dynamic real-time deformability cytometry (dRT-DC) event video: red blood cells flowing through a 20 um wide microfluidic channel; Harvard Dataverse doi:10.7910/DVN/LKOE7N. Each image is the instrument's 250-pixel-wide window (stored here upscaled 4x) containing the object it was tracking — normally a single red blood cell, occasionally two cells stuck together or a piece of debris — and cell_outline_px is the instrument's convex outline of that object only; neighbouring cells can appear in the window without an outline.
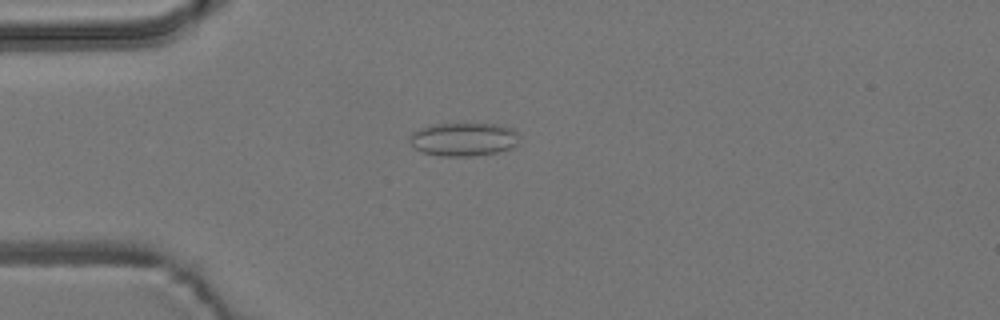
{"species": "common noctule bat (a hibernating species)", "species_latin": "Nyctalus noctula", "temperature_condition": "room temperature", "stored_images_in_passage": 7, "camera_frame_rate_fps": 3000, "um_per_image_px": 0.085, "animal": {"sex": "male", "body_mass_g": 19.2, "forearm_length_mm": 51.8}, "frame": {"image": 1, "passage_image": 4, "time_ms": 4.333, "image_size_px": [1000, 320], "cell_outline_px": [[520, 136], [516, 144], [512, 148], [496, 152], [472, 156], [440, 156], [420, 152], [412, 144], [412, 132], [420, 128], [432, 124], [496, 124], [512, 128]], "centroid_in_image_um": [39.43, 11.84], "position_along_channel_um": 45.6, "area_um2": 21.21}}
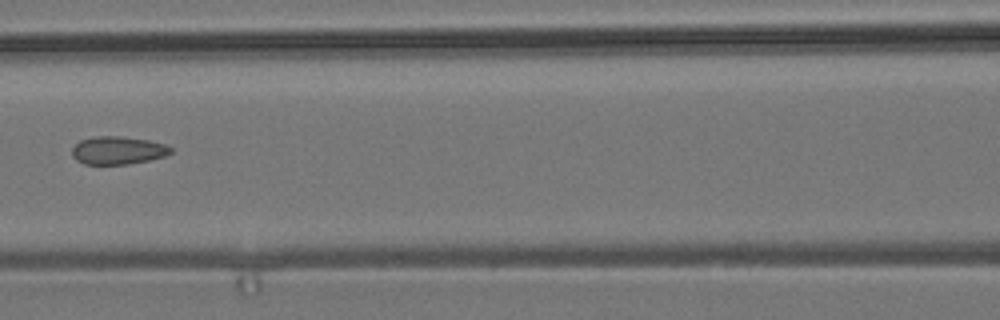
{"frame": {"image": 2, "passage_image": 7, "time_ms": 7.667, "image_size_px": [1000, 320], "cell_outline_px": [[172, 152], [164, 156], [148, 160], [128, 164], [84, 164], [76, 160], [72, 156], [72, 148], [80, 140], [92, 136], [120, 136], [148, 140], [168, 144], [172, 148]], "centroid_in_image_um": [10.01, 12.77], "position_along_channel_um": 156.6, "area_um2": 16.18}}